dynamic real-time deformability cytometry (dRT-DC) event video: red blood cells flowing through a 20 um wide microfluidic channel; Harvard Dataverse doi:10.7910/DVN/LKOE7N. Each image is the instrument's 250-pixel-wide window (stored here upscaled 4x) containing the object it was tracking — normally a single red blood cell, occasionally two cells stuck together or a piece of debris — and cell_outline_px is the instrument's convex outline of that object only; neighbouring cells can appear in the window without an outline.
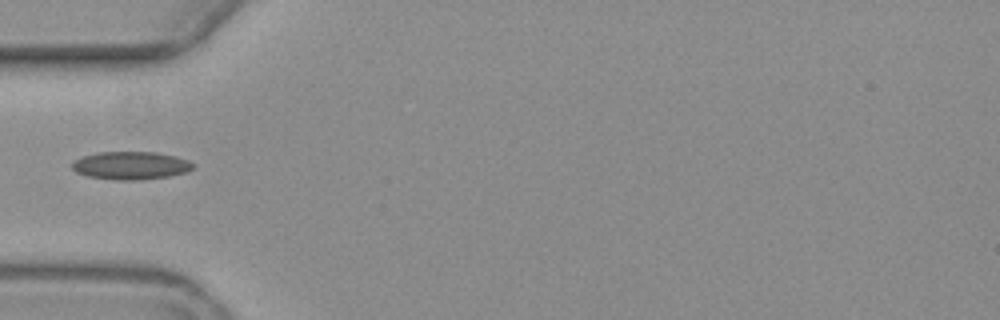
{"species": "common noctule bat (a hibernating species)", "species_latin": "Nyctalus noctula", "temperature_condition": "warm", "stored_images_in_passage": 1, "camera_frame_rate_fps": 3000, "um_per_image_px": 0.085, "animal": {"sex": "female", "body_mass_g": 19.3, "forearm_length_mm": 54.1}, "frame": {"image": 1, "passage_image": 1, "time_ms": 0.0, "image_size_px": [1000, 320], "cell_outline_px": [[196, 168], [188, 172], [168, 176], [140, 180], [112, 180], [88, 176], [76, 172], [72, 168], [72, 160], [84, 156], [100, 152], [156, 152], [176, 156], [188, 160], [196, 164]], "centroid_in_image_um": [11.16, 14.07], "position_along_channel_um": 73.8, "area_um2": 19.94}}